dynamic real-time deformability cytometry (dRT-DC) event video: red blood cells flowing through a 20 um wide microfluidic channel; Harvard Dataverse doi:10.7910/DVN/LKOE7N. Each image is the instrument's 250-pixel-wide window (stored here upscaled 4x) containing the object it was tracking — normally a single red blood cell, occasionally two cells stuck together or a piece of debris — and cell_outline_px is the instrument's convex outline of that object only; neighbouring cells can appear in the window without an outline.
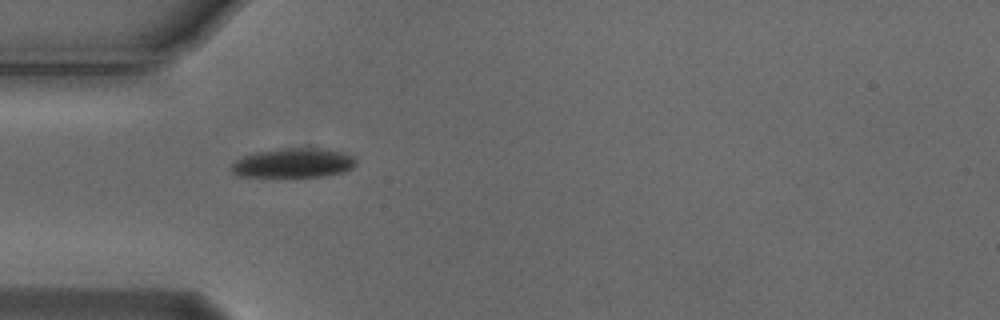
{"species": "Egyptian fruit bat (a non-hibernating species)", "species_latin": "Rousettus aegyptiacus", "temperature_condition": "cold", "stored_images_in_passage": 39, "camera_frame_rate_fps": 3000, "um_per_image_px": 0.085, "animal": {"sex": "male"}, "frame": {"image": 1, "passage_image": 1, "time_ms": 0.0, "image_size_px": [1000, 320], "cell_outline_px": [[356, 164], [352, 168], [344, 172], [324, 176], [236, 176], [232, 172], [232, 164], [236, 160], [244, 156], [256, 152], [276, 148], [320, 148], [344, 152], [352, 156], [356, 160]], "centroid_in_image_um": [24.96, 13.84], "position_along_channel_um": 60.0, "area_um2": 21.33}}
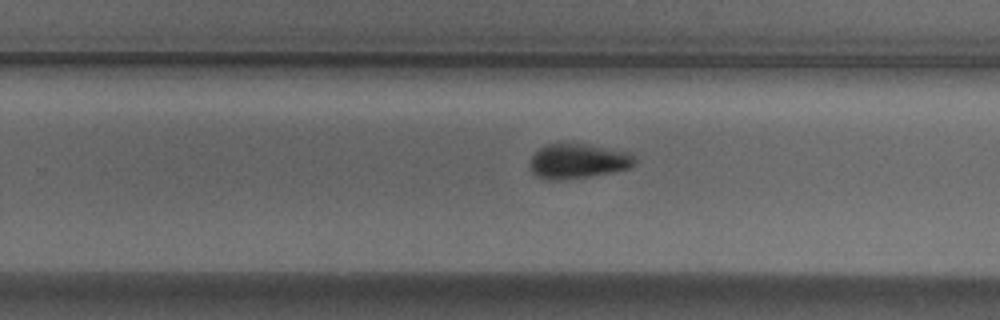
{"frame": {"image": 2, "passage_image": 19, "time_ms": 6.0, "image_size_px": [1000, 320], "cell_outline_px": [[636, 164], [632, 168], [612, 172], [588, 176], [560, 180], [548, 180], [536, 176], [528, 168], [528, 164], [532, 156], [540, 148], [548, 144], [584, 144], [628, 152], [636, 160]], "centroid_in_image_um": [49.1, 13.71], "position_along_channel_um": 280.7, "area_um2": 21.15}}
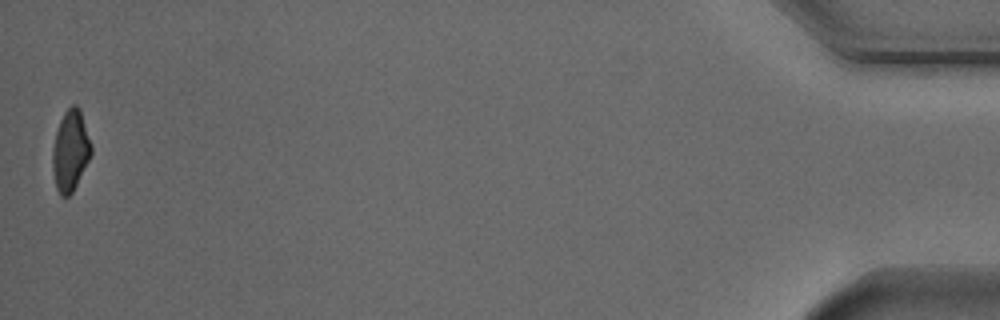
{"frame": {"image": 3, "passage_image": 39, "time_ms": 12.667, "image_size_px": [1000, 320], "cell_outline_px": [[92, 152], [72, 192], [68, 196], [60, 196], [56, 188], [52, 168], [52, 148], [56, 132], [60, 120], [64, 112], [72, 104], [76, 104], [80, 108], [92, 144]], "centroid_in_image_um": [5.98, 12.77], "position_along_channel_um": 429.2, "area_um2": 18.21}, "authors_computed_cell_mechanics": {"area_um2": 20.808, "velocity_mm_per_s": 3.7229, "shape_relaxation_time_tau1_ms": 2.5264, "shape_relaxation_time_tau2_ms": null, "deformation_change_tau1": 0.0994, "deformation_change_tau2": null}}